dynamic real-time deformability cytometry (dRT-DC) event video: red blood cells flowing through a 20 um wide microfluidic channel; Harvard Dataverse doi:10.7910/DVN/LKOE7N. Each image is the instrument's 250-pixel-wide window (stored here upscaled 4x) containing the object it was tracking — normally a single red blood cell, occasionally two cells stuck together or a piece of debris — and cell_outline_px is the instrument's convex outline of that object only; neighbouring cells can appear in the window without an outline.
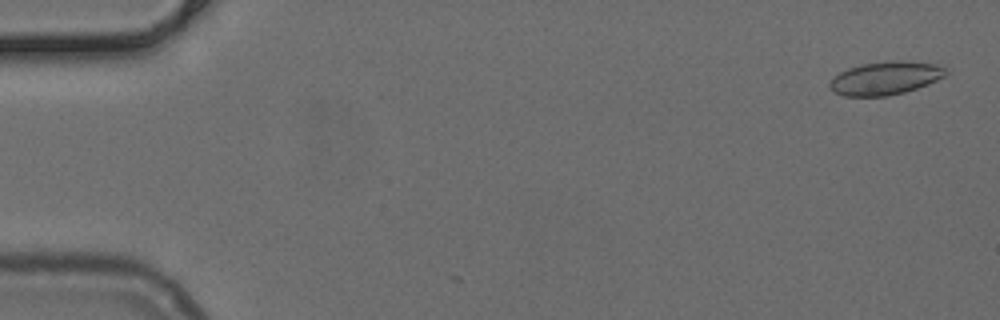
{"species": "common noctule bat (a hibernating species)", "species_latin": "Nyctalus noctula", "temperature_condition": "cold", "stored_images_in_passage": 51, "camera_frame_rate_fps": 3000, "um_per_image_px": 0.085, "animal": {"sex": "female", "body_mass_g": 24.6, "forearm_length_mm": 56.2}, "frame": {"image": 1, "passage_image": 2, "time_ms": 0.333, "image_size_px": [1000, 320], "cell_outline_px": [[948, 72], [944, 76], [928, 84], [904, 92], [888, 96], [844, 96], [832, 92], [828, 88], [828, 84], [840, 72], [848, 68], [864, 64], [888, 60], [904, 60], [936, 64], [944, 68]], "centroid_in_image_um": [75.23, 6.64], "position_along_channel_um": 9.8, "area_um2": 22.48}}
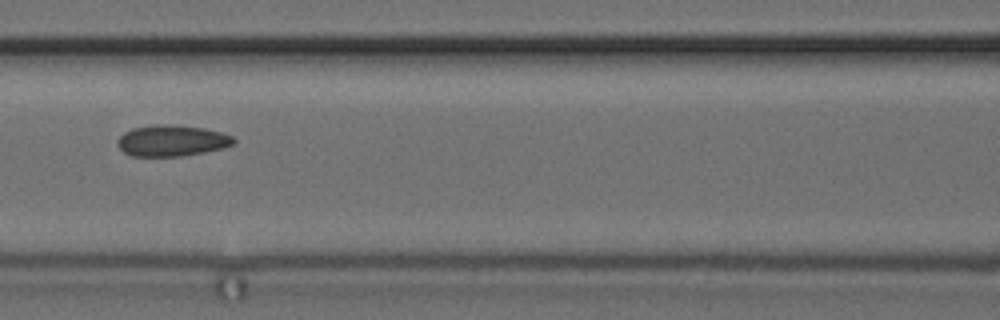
{"frame": {"image": 2, "passage_image": 23, "time_ms": 7.333, "image_size_px": [1000, 320], "cell_outline_px": [[236, 144], [224, 148], [204, 152], [180, 156], [132, 156], [124, 152], [116, 144], [116, 140], [124, 132], [132, 128], [204, 128], [220, 132], [232, 136], [236, 140]], "centroid_in_image_um": [14.64, 12.03], "position_along_channel_um": 152.0, "area_um2": 20.0}}
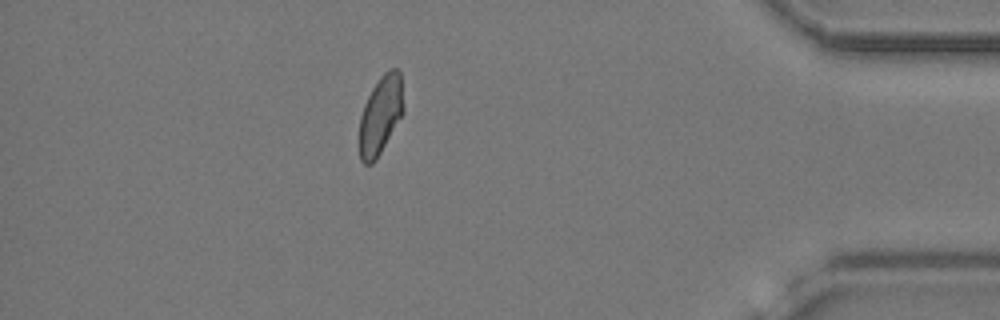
{"frame": {"image": 3, "passage_image": 45, "time_ms": 14.667, "image_size_px": [1000, 320], "cell_outline_px": [[404, 112], [376, 160], [372, 164], [364, 164], [360, 160], [360, 116], [364, 104], [372, 88], [380, 76], [388, 68], [396, 68], [400, 72], [404, 108]], "centroid_in_image_um": [32.35, 9.76], "position_along_channel_um": 402.8, "area_um2": 20.17}}